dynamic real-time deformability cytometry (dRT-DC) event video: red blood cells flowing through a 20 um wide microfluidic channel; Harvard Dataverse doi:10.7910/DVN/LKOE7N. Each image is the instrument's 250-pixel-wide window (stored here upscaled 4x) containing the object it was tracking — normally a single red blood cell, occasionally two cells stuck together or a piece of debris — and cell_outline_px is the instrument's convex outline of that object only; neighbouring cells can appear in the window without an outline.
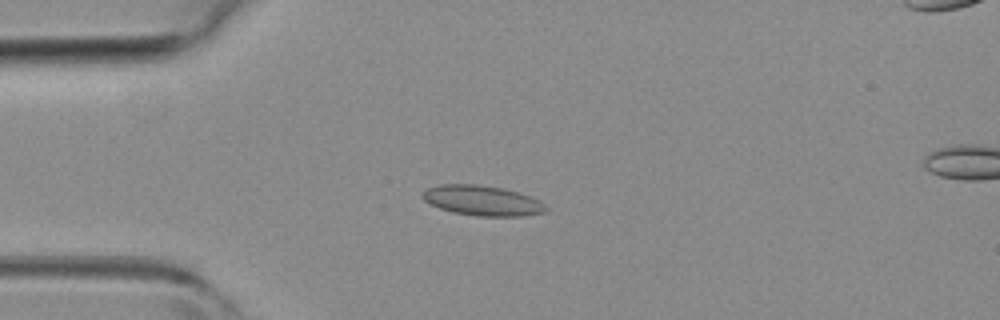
{"species": "common noctule bat (a hibernating species)", "species_latin": "Nyctalus noctula", "temperature_condition": "room temperature", "stored_images_in_passage": 5, "camera_frame_rate_fps": 3000, "um_per_image_px": 0.085, "animal": {"sex": "female", "body_mass_g": 19.3, "forearm_length_mm": 54.1}, "frame": {"image": 1, "passage_image": 4, "time_ms": 3.667, "image_size_px": [1000, 320], "cell_outline_px": [[548, 208], [544, 212], [524, 216], [476, 216], [452, 212], [440, 208], [424, 200], [420, 196], [420, 192], [428, 188], [440, 184], [476, 184], [504, 188], [532, 196], [540, 200]], "centroid_in_image_um": [41.0, 17.04], "position_along_channel_um": 44.0, "area_um2": 21.85}}